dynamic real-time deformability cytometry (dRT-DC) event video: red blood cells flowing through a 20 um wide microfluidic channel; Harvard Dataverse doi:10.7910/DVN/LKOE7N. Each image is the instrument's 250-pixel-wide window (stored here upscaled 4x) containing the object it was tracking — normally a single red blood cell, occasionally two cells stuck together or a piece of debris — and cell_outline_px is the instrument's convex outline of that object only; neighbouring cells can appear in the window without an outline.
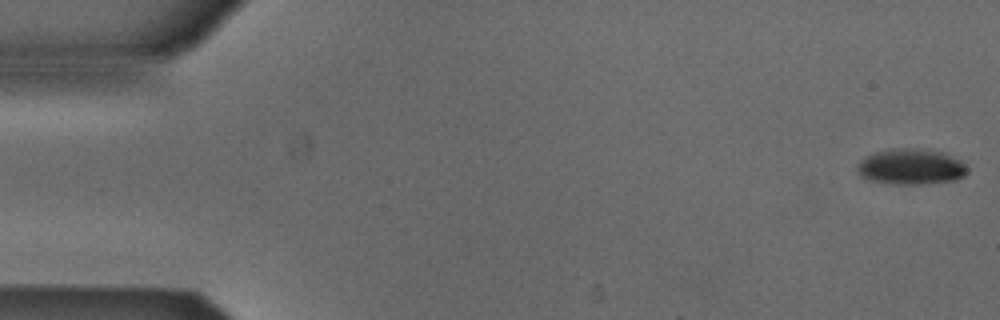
{"species": "Egyptian fruit bat (a non-hibernating species)", "species_latin": "Rousettus aegyptiacus", "temperature_condition": "cold", "stored_images_in_passage": 53, "camera_frame_rate_fps": 3000, "um_per_image_px": 0.085, "animal": {"sex": "male"}, "frame": {"image": 1, "passage_image": 1, "time_ms": 0.0, "image_size_px": [1000, 320], "cell_outline_px": [[968, 172], [964, 176], [956, 180], [924, 184], [892, 184], [872, 180], [860, 176], [856, 172], [856, 164], [864, 156], [876, 152], [892, 148], [912, 148], [940, 152], [960, 160], [968, 168]], "centroid_in_image_um": [77.39, 14.18], "position_along_channel_um": 7.6, "area_um2": 23.0}}
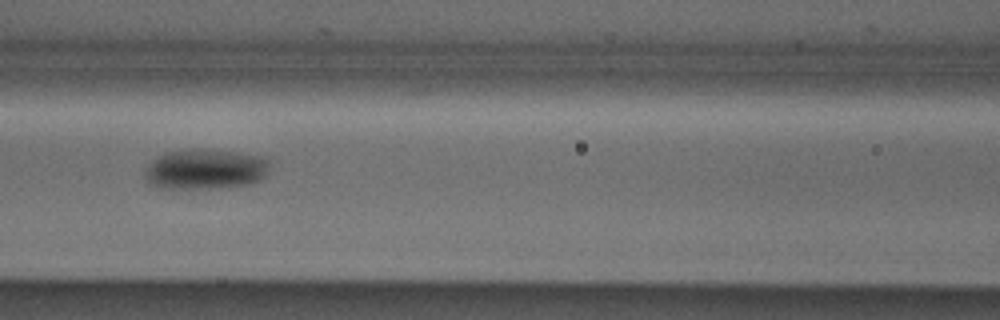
{"frame": {"image": 2, "passage_image": 23, "time_ms": 7.333, "image_size_px": [1000, 320], "cell_outline_px": [[268, 164], [264, 176], [260, 180], [248, 184], [220, 188], [160, 188], [148, 184], [144, 180], [144, 168], [156, 156], [164, 152], [192, 148], [204, 148], [236, 152], [264, 156], [268, 160]], "centroid_in_image_um": [17.37, 14.36], "position_along_channel_um": 149.2, "area_um2": 29.82}}
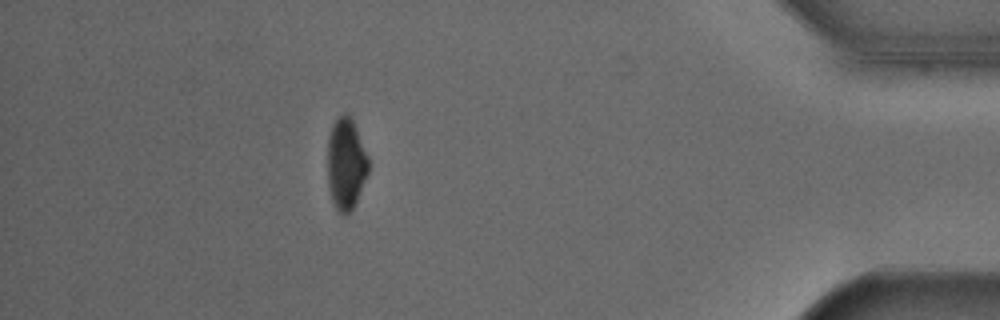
{"frame": {"image": 3, "passage_image": 47, "time_ms": 15.333, "image_size_px": [1000, 320], "cell_outline_px": [[368, 172], [356, 200], [352, 208], [348, 212], [336, 212], [328, 188], [328, 136], [332, 124], [344, 112], [348, 112], [356, 128], [368, 156]], "centroid_in_image_um": [29.39, 13.89], "position_along_channel_um": 405.8, "area_um2": 21.56}, "authors_computed_cell_mechanics": {"area_um2": 24.7384, "velocity_mm_per_s": 3.8666, "shape_relaxation_time_tau1_ms": 2.8344, "shape_relaxation_time_tau2_ms": null, "deformation_change_tau1": 0.1073, "deformation_change_tau2": null}}